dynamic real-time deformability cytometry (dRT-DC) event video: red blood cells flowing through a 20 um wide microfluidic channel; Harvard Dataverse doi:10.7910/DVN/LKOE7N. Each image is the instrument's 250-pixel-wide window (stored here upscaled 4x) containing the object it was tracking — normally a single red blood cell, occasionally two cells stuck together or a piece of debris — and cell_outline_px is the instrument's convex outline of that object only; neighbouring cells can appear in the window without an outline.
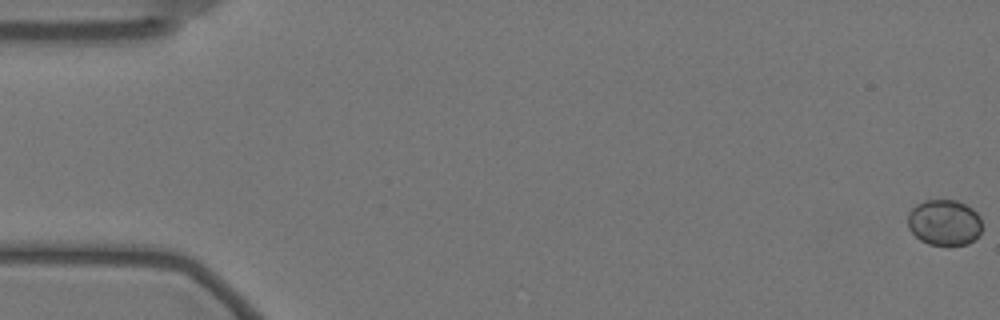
{"species": "Egyptian fruit bat (a non-hibernating species)", "species_latin": "Rousettus aegyptiacus", "temperature_condition": "warm", "stored_images_in_passage": 23, "camera_frame_rate_fps": 3000, "um_per_image_px": 0.085, "animal": {"sex": "female"}, "frame": {"image": 1, "passage_image": 1, "time_ms": 0.0, "image_size_px": [1000, 320], "cell_outline_px": [[980, 236], [968, 244], [928, 244], [920, 240], [908, 228], [908, 212], [916, 204], [924, 200], [956, 200], [972, 208], [980, 216]], "centroid_in_image_um": [80.25, 18.9], "position_along_channel_um": 4.7, "area_um2": 19.83}}
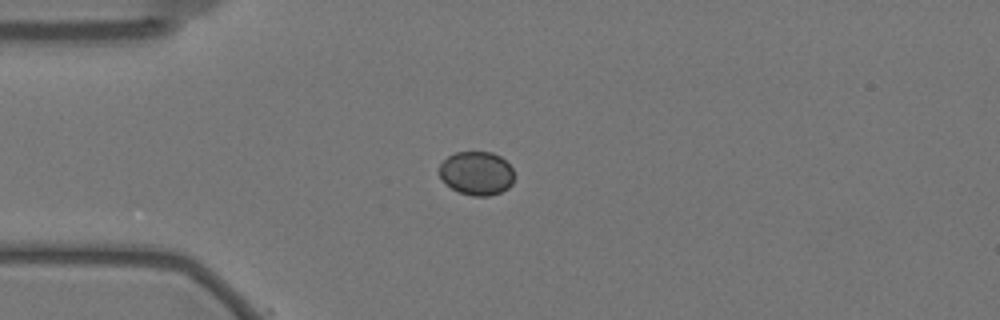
{"frame": {"image": 2, "passage_image": 16, "time_ms": 5.0, "image_size_px": [1000, 320], "cell_outline_px": [[512, 184], [508, 188], [500, 192], [488, 196], [472, 196], [460, 192], [452, 188], [440, 176], [440, 164], [448, 156], [456, 152], [492, 152], [500, 156], [512, 168]], "centroid_in_image_um": [40.51, 14.72], "position_along_channel_um": 44.5, "area_um2": 18.79}}
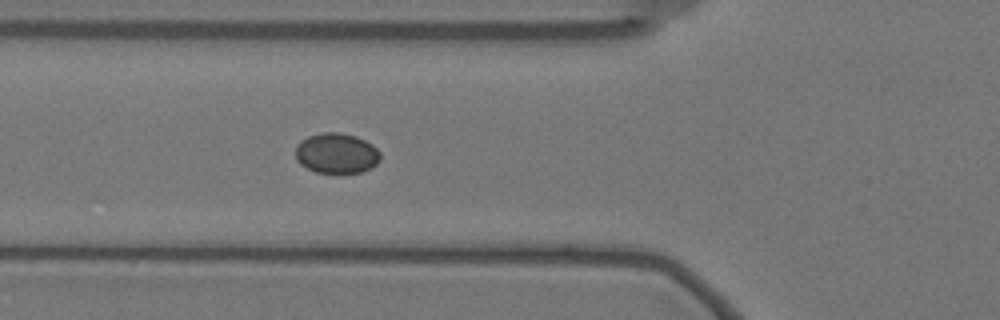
{"frame": {"image": 3, "passage_image": 22, "time_ms": 7.0, "image_size_px": [1000, 320], "cell_outline_px": [[380, 160], [372, 168], [364, 172], [340, 176], [316, 172], [300, 164], [296, 160], [296, 144], [300, 140], [308, 136], [324, 132], [340, 132], [356, 136], [372, 144], [380, 152]], "centroid_in_image_um": [28.62, 13.07], "position_along_channel_um": 97.2, "area_um2": 20.69}}